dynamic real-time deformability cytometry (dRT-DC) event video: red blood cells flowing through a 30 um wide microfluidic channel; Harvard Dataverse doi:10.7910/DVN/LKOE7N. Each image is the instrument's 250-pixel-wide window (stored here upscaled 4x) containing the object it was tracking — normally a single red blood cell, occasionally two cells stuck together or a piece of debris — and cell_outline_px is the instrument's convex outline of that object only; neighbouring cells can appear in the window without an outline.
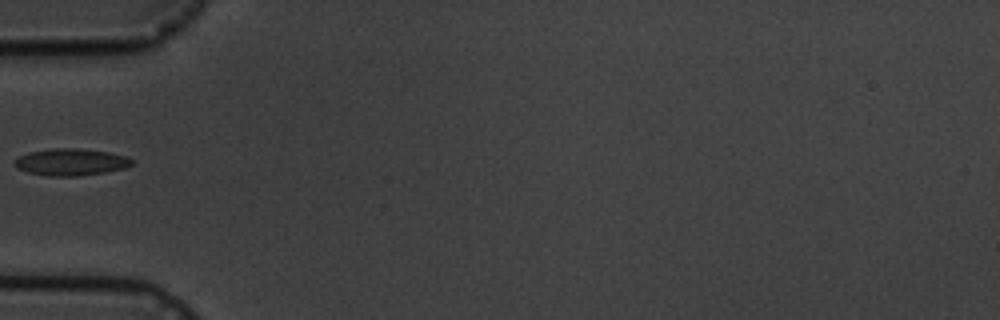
{"species": "common noctule bat (a hibernating species)", "species_latin": "Nyctalus noctula", "temperature_condition": "cold", "stored_images_in_passage": 7, "camera_frame_rate_fps": 3000, "um_per_image_px": 0.085, "animal": {"sex": "male", "body_mass_g": 19.5, "forearm_length_mm": 54.6}, "frame": {"image": 1, "passage_image": 6, "time_ms": 6.0, "image_size_px": [1000, 320], "cell_outline_px": [[132, 164], [124, 168], [104, 172], [76, 176], [48, 176], [28, 172], [16, 168], [12, 164], [12, 160], [28, 152], [56, 148], [76, 148], [108, 152], [124, 156], [132, 160]], "centroid_in_image_um": [5.95, 13.77], "position_along_channel_um": 79.1, "area_um2": 18.26}}
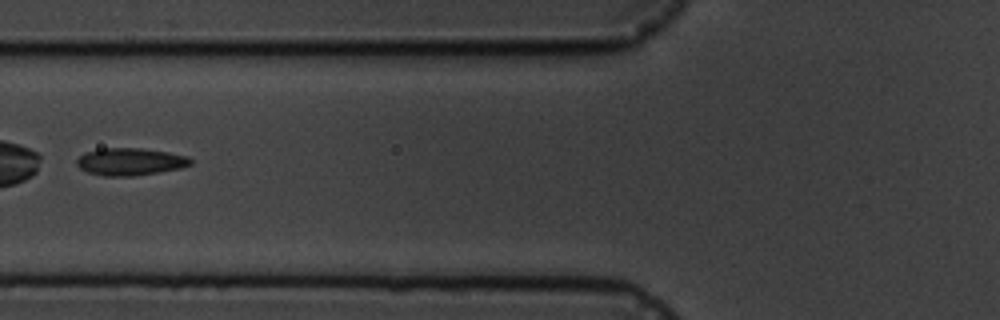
{"frame": {"image": 2, "passage_image": 7, "time_ms": 7.0, "image_size_px": [1000, 320], "cell_outline_px": [[192, 164], [180, 168], [132, 176], [104, 176], [88, 172], [80, 168], [76, 164], [76, 160], [80, 156], [88, 152], [104, 148], [140, 148], [168, 152], [188, 156], [192, 160]], "centroid_in_image_um": [11.08, 13.74], "position_along_channel_um": 114.7, "area_um2": 17.92}}